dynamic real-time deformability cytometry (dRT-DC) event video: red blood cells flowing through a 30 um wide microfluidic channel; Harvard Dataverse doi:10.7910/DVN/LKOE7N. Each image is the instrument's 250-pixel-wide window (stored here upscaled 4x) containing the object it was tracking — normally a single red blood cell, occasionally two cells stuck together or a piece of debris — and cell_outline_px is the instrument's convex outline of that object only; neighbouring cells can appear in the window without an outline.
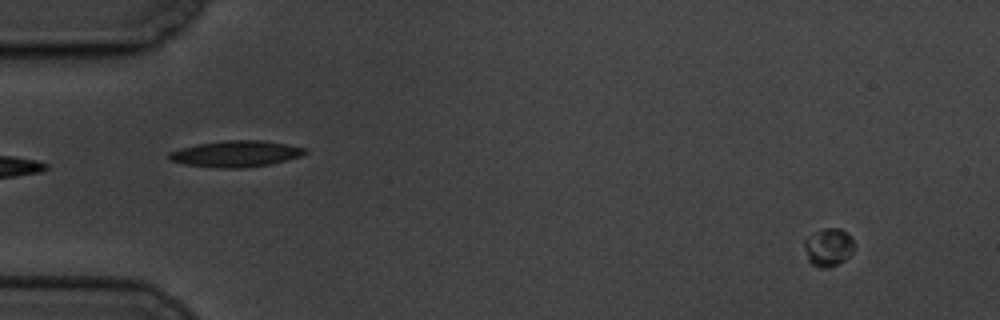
{"species": "common noctule bat (a hibernating species)", "species_latin": "Nyctalus noctula", "temperature_condition": "cold", "stored_images_in_passage": 5, "camera_frame_rate_fps": 3000, "um_per_image_px": 0.085, "animal": {"sex": "male", "body_mass_g": 19.5, "forearm_length_mm": 54.6}, "frame": {"image": 1, "passage_image": 1, "time_ms": 0.0, "image_size_px": [1000, 320], "cell_outline_px": [[852, 252], [844, 260], [828, 268], [820, 268], [812, 264], [808, 260], [804, 244], [804, 240], [824, 228], [840, 228], [852, 236]], "centroid_in_image_um": [70.41, 21.02], "position_along_channel_um": 14.6, "area_um2": 10.75}}